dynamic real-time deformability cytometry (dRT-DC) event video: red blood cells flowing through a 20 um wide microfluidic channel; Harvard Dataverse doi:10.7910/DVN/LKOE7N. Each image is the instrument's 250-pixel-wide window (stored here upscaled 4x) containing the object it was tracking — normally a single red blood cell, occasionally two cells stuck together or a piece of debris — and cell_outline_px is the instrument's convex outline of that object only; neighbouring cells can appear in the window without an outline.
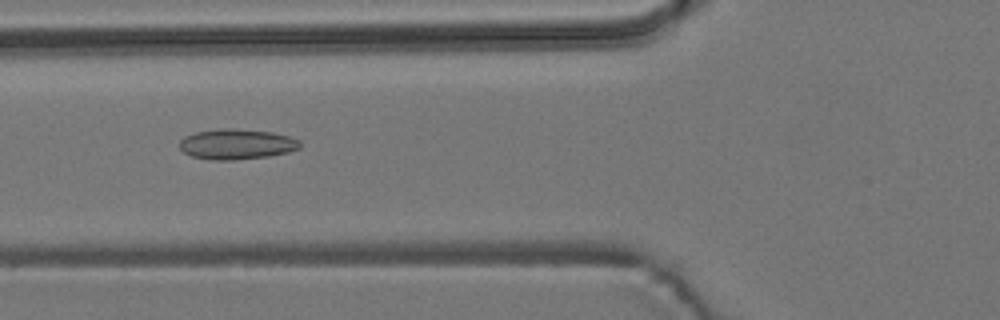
{"species": "common noctule bat (a hibernating species)", "species_latin": "Nyctalus noctula", "temperature_condition": "room temperature", "stored_images_in_passage": 56, "camera_frame_rate_fps": 3000, "um_per_image_px": 0.085, "animal": {"sex": "male", "body_mass_g": 19.2, "forearm_length_mm": 51.8}, "frame": {"image": 1, "passage_image": 21, "time_ms": 6.667, "image_size_px": [1000, 320], "cell_outline_px": [[300, 148], [288, 152], [268, 156], [232, 160], [212, 160], [192, 156], [184, 152], [180, 148], [180, 140], [184, 136], [196, 132], [220, 128], [232, 128], [272, 132], [288, 136], [300, 140]], "centroid_in_image_um": [20.11, 12.25], "position_along_channel_um": 105.7, "area_um2": 21.27}}
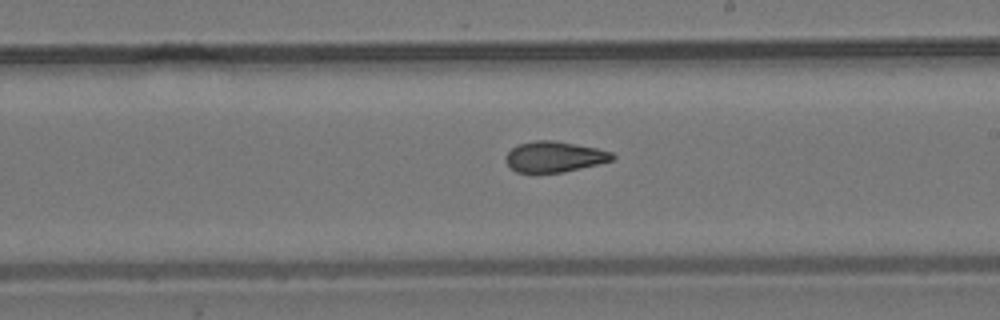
{"frame": {"image": 2, "passage_image": 32, "time_ms": 10.333, "image_size_px": [1000, 320], "cell_outline_px": [[616, 156], [612, 160], [564, 172], [516, 172], [504, 160], [508, 152], [516, 144], [536, 140], [556, 140], [596, 148], [612, 152]], "centroid_in_image_um": [47.1, 13.31], "position_along_channel_um": 241.9, "area_um2": 18.96}}
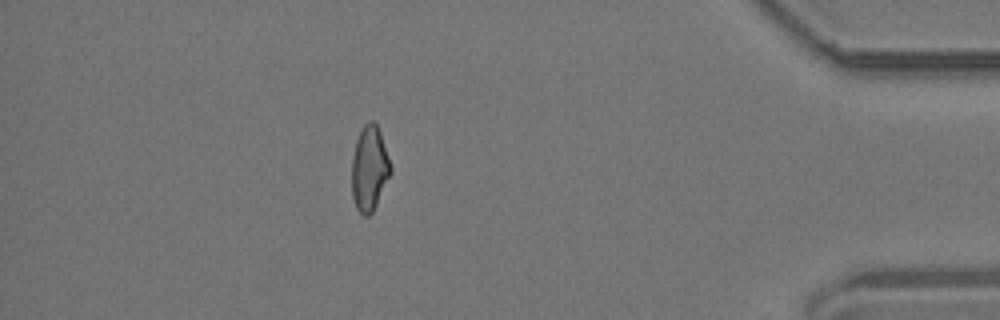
{"frame": {"image": 3, "passage_image": 49, "time_ms": 16.0, "image_size_px": [1000, 320], "cell_outline_px": [[392, 172], [372, 212], [368, 216], [364, 216], [356, 208], [352, 196], [352, 156], [356, 140], [364, 124], [368, 120], [376, 120], [392, 168]], "centroid_in_image_um": [31.4, 14.29], "position_along_channel_um": 403.8, "area_um2": 19.25}, "authors_computed_cell_mechanics": {"area_um2": 19.8254, "velocity_mm_per_s": 3.7006, "shape_relaxation_time_tau1_ms": null, "shape_relaxation_time_tau2_ms": 2.3653, "deformation_change_tau1": null, "deformation_change_tau2": 0.0913}}